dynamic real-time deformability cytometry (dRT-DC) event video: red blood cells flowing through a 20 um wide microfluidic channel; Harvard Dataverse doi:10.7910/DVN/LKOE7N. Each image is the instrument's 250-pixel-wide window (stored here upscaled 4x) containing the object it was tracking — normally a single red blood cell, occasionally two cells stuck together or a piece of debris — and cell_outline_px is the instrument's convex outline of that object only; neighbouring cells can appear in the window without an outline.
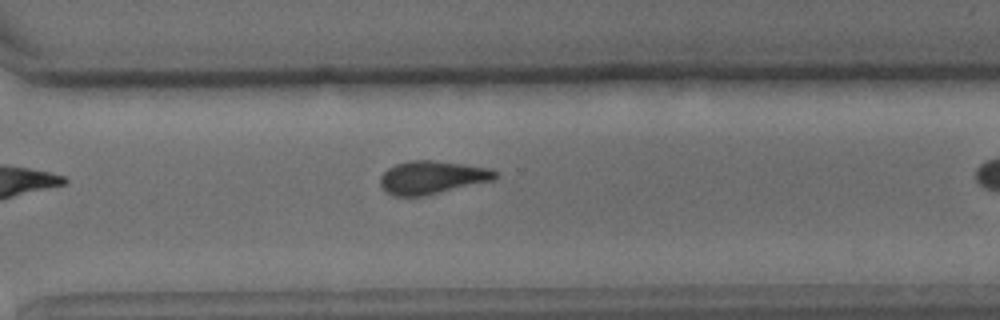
{"species": "common noctule bat (a hibernating species)", "species_latin": "Nyctalus noctula", "temperature_condition": "cold", "stored_images_in_passage": 15, "camera_frame_rate_fps": 3000, "um_per_image_px": 0.085, "animal": {"sex": "male", "body_mass_g": 15.6}, "frame": {"image": 1, "passage_image": 9, "time_ms": 9.333, "image_size_px": [1000, 320], "cell_outline_px": [[500, 176], [496, 180], [424, 196], [392, 196], [384, 192], [380, 184], [380, 176], [388, 168], [396, 164], [408, 160], [432, 160], [464, 164], [488, 168], [500, 172]], "centroid_in_image_um": [36.75, 15.09], "position_along_channel_um": 333.9, "area_um2": 22.6}}
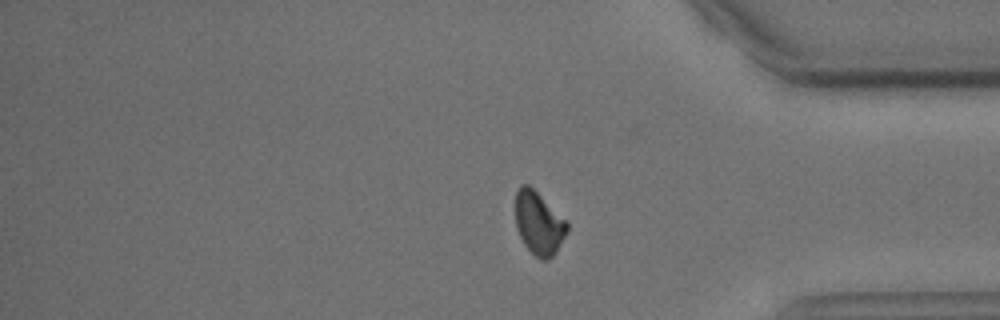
{"frame": {"image": 2, "passage_image": 15, "time_ms": 17.333, "image_size_px": [1000, 320], "cell_outline_px": [[568, 232], [556, 252], [548, 260], [540, 260], [524, 244], [516, 228], [516, 188], [520, 184], [528, 184], [568, 224]], "centroid_in_image_um": [45.78, 18.99], "position_along_channel_um": 389.4, "area_um2": 18.61}, "authors_computed_cell_mechanics": {"area_um2": 20.2878, "velocity_mm_per_s": 3.7083, "shape_relaxation_time_tau1_ms": 5.5155, "shape_relaxation_time_tau2_ms": 4.2827, "deformation_change_tau1": 0.1399, "deformation_change_tau2": 0.1174}}